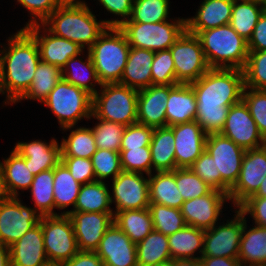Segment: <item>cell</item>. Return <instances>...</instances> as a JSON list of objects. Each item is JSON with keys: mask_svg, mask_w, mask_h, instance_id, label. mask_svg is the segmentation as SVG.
I'll return each instance as SVG.
<instances>
[{"mask_svg": "<svg viewBox=\"0 0 266 266\" xmlns=\"http://www.w3.org/2000/svg\"><path fill=\"white\" fill-rule=\"evenodd\" d=\"M190 84L197 101L195 121L207 135L220 133L230 106L242 101L245 88L243 70L210 68Z\"/></svg>", "mask_w": 266, "mask_h": 266, "instance_id": "obj_1", "label": "cell"}, {"mask_svg": "<svg viewBox=\"0 0 266 266\" xmlns=\"http://www.w3.org/2000/svg\"><path fill=\"white\" fill-rule=\"evenodd\" d=\"M8 42V52L2 50V53L3 51L5 53L4 56L0 53V63L7 99L15 103L30 87L41 58L35 39L24 28Z\"/></svg>", "mask_w": 266, "mask_h": 266, "instance_id": "obj_2", "label": "cell"}, {"mask_svg": "<svg viewBox=\"0 0 266 266\" xmlns=\"http://www.w3.org/2000/svg\"><path fill=\"white\" fill-rule=\"evenodd\" d=\"M49 26V34H53L88 50L99 36L108 28L107 21H96L86 4H62L42 23Z\"/></svg>", "mask_w": 266, "mask_h": 266, "instance_id": "obj_3", "label": "cell"}, {"mask_svg": "<svg viewBox=\"0 0 266 266\" xmlns=\"http://www.w3.org/2000/svg\"><path fill=\"white\" fill-rule=\"evenodd\" d=\"M189 33L199 38L210 68L244 69L249 54L247 40L229 24Z\"/></svg>", "mask_w": 266, "mask_h": 266, "instance_id": "obj_4", "label": "cell"}, {"mask_svg": "<svg viewBox=\"0 0 266 266\" xmlns=\"http://www.w3.org/2000/svg\"><path fill=\"white\" fill-rule=\"evenodd\" d=\"M129 50L128 40L119 27H108L93 43L88 52L101 84L120 82Z\"/></svg>", "mask_w": 266, "mask_h": 266, "instance_id": "obj_5", "label": "cell"}, {"mask_svg": "<svg viewBox=\"0 0 266 266\" xmlns=\"http://www.w3.org/2000/svg\"><path fill=\"white\" fill-rule=\"evenodd\" d=\"M93 95L92 116L124 126L137 123L138 90L120 83L102 84Z\"/></svg>", "mask_w": 266, "mask_h": 266, "instance_id": "obj_6", "label": "cell"}, {"mask_svg": "<svg viewBox=\"0 0 266 266\" xmlns=\"http://www.w3.org/2000/svg\"><path fill=\"white\" fill-rule=\"evenodd\" d=\"M43 102L57 116L63 129H70L82 117L92 116L93 96L63 78Z\"/></svg>", "mask_w": 266, "mask_h": 266, "instance_id": "obj_7", "label": "cell"}, {"mask_svg": "<svg viewBox=\"0 0 266 266\" xmlns=\"http://www.w3.org/2000/svg\"><path fill=\"white\" fill-rule=\"evenodd\" d=\"M119 28L124 32L130 47L156 52L168 50L176 42L186 30V19L174 23L123 22Z\"/></svg>", "mask_w": 266, "mask_h": 266, "instance_id": "obj_8", "label": "cell"}, {"mask_svg": "<svg viewBox=\"0 0 266 266\" xmlns=\"http://www.w3.org/2000/svg\"><path fill=\"white\" fill-rule=\"evenodd\" d=\"M39 223L48 261L65 263L79 252L68 214L43 216Z\"/></svg>", "mask_w": 266, "mask_h": 266, "instance_id": "obj_9", "label": "cell"}, {"mask_svg": "<svg viewBox=\"0 0 266 266\" xmlns=\"http://www.w3.org/2000/svg\"><path fill=\"white\" fill-rule=\"evenodd\" d=\"M171 51L176 80L190 84L197 81L209 69L199 38L185 30L169 48Z\"/></svg>", "mask_w": 266, "mask_h": 266, "instance_id": "obj_10", "label": "cell"}, {"mask_svg": "<svg viewBox=\"0 0 266 266\" xmlns=\"http://www.w3.org/2000/svg\"><path fill=\"white\" fill-rule=\"evenodd\" d=\"M206 150L214 159L216 175H221V191L229 194L238 180L246 150L220 133L207 135Z\"/></svg>", "mask_w": 266, "mask_h": 266, "instance_id": "obj_11", "label": "cell"}, {"mask_svg": "<svg viewBox=\"0 0 266 266\" xmlns=\"http://www.w3.org/2000/svg\"><path fill=\"white\" fill-rule=\"evenodd\" d=\"M35 209L21 204L17 197L0 203V243L10 247L41 219Z\"/></svg>", "mask_w": 266, "mask_h": 266, "instance_id": "obj_12", "label": "cell"}, {"mask_svg": "<svg viewBox=\"0 0 266 266\" xmlns=\"http://www.w3.org/2000/svg\"><path fill=\"white\" fill-rule=\"evenodd\" d=\"M266 176V144L245 151L241 170L235 185L229 191V199L238 207L254 195Z\"/></svg>", "mask_w": 266, "mask_h": 266, "instance_id": "obj_13", "label": "cell"}, {"mask_svg": "<svg viewBox=\"0 0 266 266\" xmlns=\"http://www.w3.org/2000/svg\"><path fill=\"white\" fill-rule=\"evenodd\" d=\"M220 134L245 150L259 148L266 144L243 100L230 106Z\"/></svg>", "mask_w": 266, "mask_h": 266, "instance_id": "obj_14", "label": "cell"}, {"mask_svg": "<svg viewBox=\"0 0 266 266\" xmlns=\"http://www.w3.org/2000/svg\"><path fill=\"white\" fill-rule=\"evenodd\" d=\"M235 219L226 225L213 226L204 231V244L201 256L238 258L244 227V214L236 211ZM210 232V233H209Z\"/></svg>", "mask_w": 266, "mask_h": 266, "instance_id": "obj_15", "label": "cell"}, {"mask_svg": "<svg viewBox=\"0 0 266 266\" xmlns=\"http://www.w3.org/2000/svg\"><path fill=\"white\" fill-rule=\"evenodd\" d=\"M142 175L139 172L122 171L113 179L116 212L149 207V179Z\"/></svg>", "mask_w": 266, "mask_h": 266, "instance_id": "obj_16", "label": "cell"}, {"mask_svg": "<svg viewBox=\"0 0 266 266\" xmlns=\"http://www.w3.org/2000/svg\"><path fill=\"white\" fill-rule=\"evenodd\" d=\"M68 214L79 251L95 252L106 230L113 223L114 213L63 212Z\"/></svg>", "mask_w": 266, "mask_h": 266, "instance_id": "obj_17", "label": "cell"}, {"mask_svg": "<svg viewBox=\"0 0 266 266\" xmlns=\"http://www.w3.org/2000/svg\"><path fill=\"white\" fill-rule=\"evenodd\" d=\"M225 200H230L228 194L212 189L208 194L185 200L181 213L186 225L201 230H209L215 226Z\"/></svg>", "mask_w": 266, "mask_h": 266, "instance_id": "obj_18", "label": "cell"}, {"mask_svg": "<svg viewBox=\"0 0 266 266\" xmlns=\"http://www.w3.org/2000/svg\"><path fill=\"white\" fill-rule=\"evenodd\" d=\"M95 252L104 266H138L136 244L114 222Z\"/></svg>", "mask_w": 266, "mask_h": 266, "instance_id": "obj_19", "label": "cell"}, {"mask_svg": "<svg viewBox=\"0 0 266 266\" xmlns=\"http://www.w3.org/2000/svg\"><path fill=\"white\" fill-rule=\"evenodd\" d=\"M170 127L175 139L176 168H190L205 151L207 134L196 121Z\"/></svg>", "mask_w": 266, "mask_h": 266, "instance_id": "obj_20", "label": "cell"}, {"mask_svg": "<svg viewBox=\"0 0 266 266\" xmlns=\"http://www.w3.org/2000/svg\"><path fill=\"white\" fill-rule=\"evenodd\" d=\"M176 85H151L138 91L137 123L151 128L167 126L166 105Z\"/></svg>", "mask_w": 266, "mask_h": 266, "instance_id": "obj_21", "label": "cell"}, {"mask_svg": "<svg viewBox=\"0 0 266 266\" xmlns=\"http://www.w3.org/2000/svg\"><path fill=\"white\" fill-rule=\"evenodd\" d=\"M39 27L38 21L33 18L24 29L35 39L42 61L53 64L62 70L68 59L78 56L82 52V47L65 38L51 36V34L39 37Z\"/></svg>", "mask_w": 266, "mask_h": 266, "instance_id": "obj_22", "label": "cell"}, {"mask_svg": "<svg viewBox=\"0 0 266 266\" xmlns=\"http://www.w3.org/2000/svg\"><path fill=\"white\" fill-rule=\"evenodd\" d=\"M9 250L11 266H41L48 262L41 224L26 232Z\"/></svg>", "mask_w": 266, "mask_h": 266, "instance_id": "obj_23", "label": "cell"}, {"mask_svg": "<svg viewBox=\"0 0 266 266\" xmlns=\"http://www.w3.org/2000/svg\"><path fill=\"white\" fill-rule=\"evenodd\" d=\"M14 150L25 158L26 166H29L33 175L54 169L61 161V146L55 139L51 140L49 145L39 140L30 143L18 142Z\"/></svg>", "mask_w": 266, "mask_h": 266, "instance_id": "obj_24", "label": "cell"}, {"mask_svg": "<svg viewBox=\"0 0 266 266\" xmlns=\"http://www.w3.org/2000/svg\"><path fill=\"white\" fill-rule=\"evenodd\" d=\"M154 57V51L130 47L125 69L119 83L138 91L151 86V65Z\"/></svg>", "mask_w": 266, "mask_h": 266, "instance_id": "obj_25", "label": "cell"}, {"mask_svg": "<svg viewBox=\"0 0 266 266\" xmlns=\"http://www.w3.org/2000/svg\"><path fill=\"white\" fill-rule=\"evenodd\" d=\"M234 0H204L200 5L197 16L186 19L188 32L204 30L228 25L231 20Z\"/></svg>", "mask_w": 266, "mask_h": 266, "instance_id": "obj_26", "label": "cell"}, {"mask_svg": "<svg viewBox=\"0 0 266 266\" xmlns=\"http://www.w3.org/2000/svg\"><path fill=\"white\" fill-rule=\"evenodd\" d=\"M196 113L197 101L191 84H177L167 99V126L195 121Z\"/></svg>", "mask_w": 266, "mask_h": 266, "instance_id": "obj_27", "label": "cell"}, {"mask_svg": "<svg viewBox=\"0 0 266 266\" xmlns=\"http://www.w3.org/2000/svg\"><path fill=\"white\" fill-rule=\"evenodd\" d=\"M148 176L150 203L181 209L184 199L175 182V169Z\"/></svg>", "mask_w": 266, "mask_h": 266, "instance_id": "obj_28", "label": "cell"}, {"mask_svg": "<svg viewBox=\"0 0 266 266\" xmlns=\"http://www.w3.org/2000/svg\"><path fill=\"white\" fill-rule=\"evenodd\" d=\"M149 147L156 172L176 169L175 139L170 126L155 128Z\"/></svg>", "mask_w": 266, "mask_h": 266, "instance_id": "obj_29", "label": "cell"}, {"mask_svg": "<svg viewBox=\"0 0 266 266\" xmlns=\"http://www.w3.org/2000/svg\"><path fill=\"white\" fill-rule=\"evenodd\" d=\"M245 219L244 215L238 260L242 266H245L243 263H250L249 266H266V227L256 225L245 233Z\"/></svg>", "mask_w": 266, "mask_h": 266, "instance_id": "obj_30", "label": "cell"}, {"mask_svg": "<svg viewBox=\"0 0 266 266\" xmlns=\"http://www.w3.org/2000/svg\"><path fill=\"white\" fill-rule=\"evenodd\" d=\"M113 222L137 244L154 230L148 208L115 212Z\"/></svg>", "mask_w": 266, "mask_h": 266, "instance_id": "obj_31", "label": "cell"}, {"mask_svg": "<svg viewBox=\"0 0 266 266\" xmlns=\"http://www.w3.org/2000/svg\"><path fill=\"white\" fill-rule=\"evenodd\" d=\"M113 199L103 181L83 184L75 203V209L69 212L113 213L109 205Z\"/></svg>", "mask_w": 266, "mask_h": 266, "instance_id": "obj_32", "label": "cell"}, {"mask_svg": "<svg viewBox=\"0 0 266 266\" xmlns=\"http://www.w3.org/2000/svg\"><path fill=\"white\" fill-rule=\"evenodd\" d=\"M138 266H155L172 260L168 236L158 231H151L136 244Z\"/></svg>", "mask_w": 266, "mask_h": 266, "instance_id": "obj_33", "label": "cell"}, {"mask_svg": "<svg viewBox=\"0 0 266 266\" xmlns=\"http://www.w3.org/2000/svg\"><path fill=\"white\" fill-rule=\"evenodd\" d=\"M0 167L11 197H17L16 189H30L34 175L29 171V166H26L25 158L14 149L4 163L0 162Z\"/></svg>", "mask_w": 266, "mask_h": 266, "instance_id": "obj_34", "label": "cell"}, {"mask_svg": "<svg viewBox=\"0 0 266 266\" xmlns=\"http://www.w3.org/2000/svg\"><path fill=\"white\" fill-rule=\"evenodd\" d=\"M168 244L172 260L177 259H195L192 257L199 248L203 252L204 230L186 225L181 230L168 236Z\"/></svg>", "mask_w": 266, "mask_h": 266, "instance_id": "obj_35", "label": "cell"}, {"mask_svg": "<svg viewBox=\"0 0 266 266\" xmlns=\"http://www.w3.org/2000/svg\"><path fill=\"white\" fill-rule=\"evenodd\" d=\"M169 0H134L130 18L107 20L108 27H119L123 22L157 23L166 21Z\"/></svg>", "mask_w": 266, "mask_h": 266, "instance_id": "obj_36", "label": "cell"}, {"mask_svg": "<svg viewBox=\"0 0 266 266\" xmlns=\"http://www.w3.org/2000/svg\"><path fill=\"white\" fill-rule=\"evenodd\" d=\"M61 78L62 70L59 67L41 60L30 87L20 99H37L43 102Z\"/></svg>", "mask_w": 266, "mask_h": 266, "instance_id": "obj_37", "label": "cell"}, {"mask_svg": "<svg viewBox=\"0 0 266 266\" xmlns=\"http://www.w3.org/2000/svg\"><path fill=\"white\" fill-rule=\"evenodd\" d=\"M261 3L242 0L233 1L231 20L229 25L245 40H249L254 28L264 12ZM259 6V7H258Z\"/></svg>", "mask_w": 266, "mask_h": 266, "instance_id": "obj_38", "label": "cell"}, {"mask_svg": "<svg viewBox=\"0 0 266 266\" xmlns=\"http://www.w3.org/2000/svg\"><path fill=\"white\" fill-rule=\"evenodd\" d=\"M54 203L55 207L64 209L69 205L75 206L81 184L71 175L68 168L60 161L54 168Z\"/></svg>", "mask_w": 266, "mask_h": 266, "instance_id": "obj_39", "label": "cell"}, {"mask_svg": "<svg viewBox=\"0 0 266 266\" xmlns=\"http://www.w3.org/2000/svg\"><path fill=\"white\" fill-rule=\"evenodd\" d=\"M54 169L41 171L39 174L34 175L31 183V194L34 199V204L37 206L36 211L43 216L57 215L52 210L55 207L54 203ZM38 209V210H37Z\"/></svg>", "mask_w": 266, "mask_h": 266, "instance_id": "obj_40", "label": "cell"}, {"mask_svg": "<svg viewBox=\"0 0 266 266\" xmlns=\"http://www.w3.org/2000/svg\"><path fill=\"white\" fill-rule=\"evenodd\" d=\"M61 156L91 159L97 147L92 128H77L71 131L68 140L61 142Z\"/></svg>", "mask_w": 266, "mask_h": 266, "instance_id": "obj_41", "label": "cell"}, {"mask_svg": "<svg viewBox=\"0 0 266 266\" xmlns=\"http://www.w3.org/2000/svg\"><path fill=\"white\" fill-rule=\"evenodd\" d=\"M77 56L75 57H72L70 59L67 60L66 62V65L64 66V68L62 69V78L64 80H66L67 82L71 83L72 85H75L77 86L78 88H81L85 91H87L89 94H91L92 96L97 92V90H95V88H93V85L91 82H90V78H92L95 82H97L100 86H102V84L100 83V80L98 78V75H97V72H96V69H95V66L93 64V61L91 59V56L88 52V57H87V62H82L80 60L79 63L81 65H79V68L77 66H75L77 63V59H76ZM76 67L75 69H72V67ZM68 67H71V70H74V71H70ZM80 69V70H79ZM83 69V70H82ZM66 70V71H65ZM82 70V71H81ZM70 71V72H69ZM77 71V72H76ZM79 71V72H78ZM81 71V72H80ZM84 71H88V75L89 76H86L84 75ZM91 75V77H90ZM89 77V78H88ZM89 83L91 85H89Z\"/></svg>", "mask_w": 266, "mask_h": 266, "instance_id": "obj_42", "label": "cell"}, {"mask_svg": "<svg viewBox=\"0 0 266 266\" xmlns=\"http://www.w3.org/2000/svg\"><path fill=\"white\" fill-rule=\"evenodd\" d=\"M148 209L151 213L154 230L166 236L172 235L186 226L181 209L156 203H150Z\"/></svg>", "mask_w": 266, "mask_h": 266, "instance_id": "obj_43", "label": "cell"}, {"mask_svg": "<svg viewBox=\"0 0 266 266\" xmlns=\"http://www.w3.org/2000/svg\"><path fill=\"white\" fill-rule=\"evenodd\" d=\"M243 73L246 88L266 90V50L249 51Z\"/></svg>", "mask_w": 266, "mask_h": 266, "instance_id": "obj_44", "label": "cell"}, {"mask_svg": "<svg viewBox=\"0 0 266 266\" xmlns=\"http://www.w3.org/2000/svg\"><path fill=\"white\" fill-rule=\"evenodd\" d=\"M98 120L100 123L92 129L96 147L120 152L121 140L126 126L107 120Z\"/></svg>", "mask_w": 266, "mask_h": 266, "instance_id": "obj_45", "label": "cell"}, {"mask_svg": "<svg viewBox=\"0 0 266 266\" xmlns=\"http://www.w3.org/2000/svg\"><path fill=\"white\" fill-rule=\"evenodd\" d=\"M175 182L184 201L204 196L212 190L190 168H176Z\"/></svg>", "mask_w": 266, "mask_h": 266, "instance_id": "obj_46", "label": "cell"}, {"mask_svg": "<svg viewBox=\"0 0 266 266\" xmlns=\"http://www.w3.org/2000/svg\"><path fill=\"white\" fill-rule=\"evenodd\" d=\"M152 85H177L175 66L171 51L161 50L155 52L151 65Z\"/></svg>", "mask_w": 266, "mask_h": 266, "instance_id": "obj_47", "label": "cell"}, {"mask_svg": "<svg viewBox=\"0 0 266 266\" xmlns=\"http://www.w3.org/2000/svg\"><path fill=\"white\" fill-rule=\"evenodd\" d=\"M120 160L125 172H146L151 175L152 158L150 147L120 148Z\"/></svg>", "mask_w": 266, "mask_h": 266, "instance_id": "obj_48", "label": "cell"}, {"mask_svg": "<svg viewBox=\"0 0 266 266\" xmlns=\"http://www.w3.org/2000/svg\"><path fill=\"white\" fill-rule=\"evenodd\" d=\"M95 177L97 181L113 175V179L123 171L120 160V153L107 149H98L91 157Z\"/></svg>", "mask_w": 266, "mask_h": 266, "instance_id": "obj_49", "label": "cell"}, {"mask_svg": "<svg viewBox=\"0 0 266 266\" xmlns=\"http://www.w3.org/2000/svg\"><path fill=\"white\" fill-rule=\"evenodd\" d=\"M244 88L242 100L248 106L250 114L258 129L266 141V90L250 88V92H245Z\"/></svg>", "mask_w": 266, "mask_h": 266, "instance_id": "obj_50", "label": "cell"}, {"mask_svg": "<svg viewBox=\"0 0 266 266\" xmlns=\"http://www.w3.org/2000/svg\"><path fill=\"white\" fill-rule=\"evenodd\" d=\"M190 169L212 189L221 191V175H216L214 159L206 149Z\"/></svg>", "mask_w": 266, "mask_h": 266, "instance_id": "obj_51", "label": "cell"}, {"mask_svg": "<svg viewBox=\"0 0 266 266\" xmlns=\"http://www.w3.org/2000/svg\"><path fill=\"white\" fill-rule=\"evenodd\" d=\"M154 128L135 123L125 127L120 148L149 147Z\"/></svg>", "mask_w": 266, "mask_h": 266, "instance_id": "obj_52", "label": "cell"}, {"mask_svg": "<svg viewBox=\"0 0 266 266\" xmlns=\"http://www.w3.org/2000/svg\"><path fill=\"white\" fill-rule=\"evenodd\" d=\"M61 162L81 185L97 181L91 159L61 156ZM93 178V179H92Z\"/></svg>", "mask_w": 266, "mask_h": 266, "instance_id": "obj_53", "label": "cell"}, {"mask_svg": "<svg viewBox=\"0 0 266 266\" xmlns=\"http://www.w3.org/2000/svg\"><path fill=\"white\" fill-rule=\"evenodd\" d=\"M238 209L244 215L250 213L256 225L266 227V197H249Z\"/></svg>", "mask_w": 266, "mask_h": 266, "instance_id": "obj_54", "label": "cell"}, {"mask_svg": "<svg viewBox=\"0 0 266 266\" xmlns=\"http://www.w3.org/2000/svg\"><path fill=\"white\" fill-rule=\"evenodd\" d=\"M23 7L27 8L41 24L62 5V0H17Z\"/></svg>", "mask_w": 266, "mask_h": 266, "instance_id": "obj_55", "label": "cell"}, {"mask_svg": "<svg viewBox=\"0 0 266 266\" xmlns=\"http://www.w3.org/2000/svg\"><path fill=\"white\" fill-rule=\"evenodd\" d=\"M247 45L248 51L266 50V11L260 16Z\"/></svg>", "mask_w": 266, "mask_h": 266, "instance_id": "obj_56", "label": "cell"}, {"mask_svg": "<svg viewBox=\"0 0 266 266\" xmlns=\"http://www.w3.org/2000/svg\"><path fill=\"white\" fill-rule=\"evenodd\" d=\"M64 266H104L103 261L96 252L79 251Z\"/></svg>", "mask_w": 266, "mask_h": 266, "instance_id": "obj_57", "label": "cell"}, {"mask_svg": "<svg viewBox=\"0 0 266 266\" xmlns=\"http://www.w3.org/2000/svg\"><path fill=\"white\" fill-rule=\"evenodd\" d=\"M110 13L127 18L131 16L134 0H99Z\"/></svg>", "mask_w": 266, "mask_h": 266, "instance_id": "obj_58", "label": "cell"}, {"mask_svg": "<svg viewBox=\"0 0 266 266\" xmlns=\"http://www.w3.org/2000/svg\"><path fill=\"white\" fill-rule=\"evenodd\" d=\"M203 266H242L238 258L200 257Z\"/></svg>", "mask_w": 266, "mask_h": 266, "instance_id": "obj_59", "label": "cell"}, {"mask_svg": "<svg viewBox=\"0 0 266 266\" xmlns=\"http://www.w3.org/2000/svg\"><path fill=\"white\" fill-rule=\"evenodd\" d=\"M0 266H11L9 247L0 243Z\"/></svg>", "mask_w": 266, "mask_h": 266, "instance_id": "obj_60", "label": "cell"}, {"mask_svg": "<svg viewBox=\"0 0 266 266\" xmlns=\"http://www.w3.org/2000/svg\"><path fill=\"white\" fill-rule=\"evenodd\" d=\"M11 198L7 187H6V183L4 181V176L0 167V203L7 201Z\"/></svg>", "mask_w": 266, "mask_h": 266, "instance_id": "obj_61", "label": "cell"}, {"mask_svg": "<svg viewBox=\"0 0 266 266\" xmlns=\"http://www.w3.org/2000/svg\"><path fill=\"white\" fill-rule=\"evenodd\" d=\"M175 266H203L200 257L195 259H177L174 260Z\"/></svg>", "mask_w": 266, "mask_h": 266, "instance_id": "obj_62", "label": "cell"}, {"mask_svg": "<svg viewBox=\"0 0 266 266\" xmlns=\"http://www.w3.org/2000/svg\"><path fill=\"white\" fill-rule=\"evenodd\" d=\"M250 197H266V176L265 179L262 181L257 192Z\"/></svg>", "mask_w": 266, "mask_h": 266, "instance_id": "obj_63", "label": "cell"}, {"mask_svg": "<svg viewBox=\"0 0 266 266\" xmlns=\"http://www.w3.org/2000/svg\"><path fill=\"white\" fill-rule=\"evenodd\" d=\"M155 266H175V265H174V260H168L166 262L158 263Z\"/></svg>", "mask_w": 266, "mask_h": 266, "instance_id": "obj_64", "label": "cell"}, {"mask_svg": "<svg viewBox=\"0 0 266 266\" xmlns=\"http://www.w3.org/2000/svg\"><path fill=\"white\" fill-rule=\"evenodd\" d=\"M41 266H64L63 263L60 262H51L48 261L45 264L41 265Z\"/></svg>", "mask_w": 266, "mask_h": 266, "instance_id": "obj_65", "label": "cell"}, {"mask_svg": "<svg viewBox=\"0 0 266 266\" xmlns=\"http://www.w3.org/2000/svg\"><path fill=\"white\" fill-rule=\"evenodd\" d=\"M4 87H3V80H2V68H1V63H0V93L4 94Z\"/></svg>", "mask_w": 266, "mask_h": 266, "instance_id": "obj_66", "label": "cell"}, {"mask_svg": "<svg viewBox=\"0 0 266 266\" xmlns=\"http://www.w3.org/2000/svg\"><path fill=\"white\" fill-rule=\"evenodd\" d=\"M76 0H62V3L63 4H85V3H83V2H81V1H76Z\"/></svg>", "mask_w": 266, "mask_h": 266, "instance_id": "obj_67", "label": "cell"}, {"mask_svg": "<svg viewBox=\"0 0 266 266\" xmlns=\"http://www.w3.org/2000/svg\"><path fill=\"white\" fill-rule=\"evenodd\" d=\"M261 5L264 8V11H266V0H262Z\"/></svg>", "mask_w": 266, "mask_h": 266, "instance_id": "obj_68", "label": "cell"}, {"mask_svg": "<svg viewBox=\"0 0 266 266\" xmlns=\"http://www.w3.org/2000/svg\"><path fill=\"white\" fill-rule=\"evenodd\" d=\"M240 1V0H239ZM242 1V0H241ZM245 1H252V2H257V3H261L262 0H245Z\"/></svg>", "mask_w": 266, "mask_h": 266, "instance_id": "obj_69", "label": "cell"}]
</instances>
